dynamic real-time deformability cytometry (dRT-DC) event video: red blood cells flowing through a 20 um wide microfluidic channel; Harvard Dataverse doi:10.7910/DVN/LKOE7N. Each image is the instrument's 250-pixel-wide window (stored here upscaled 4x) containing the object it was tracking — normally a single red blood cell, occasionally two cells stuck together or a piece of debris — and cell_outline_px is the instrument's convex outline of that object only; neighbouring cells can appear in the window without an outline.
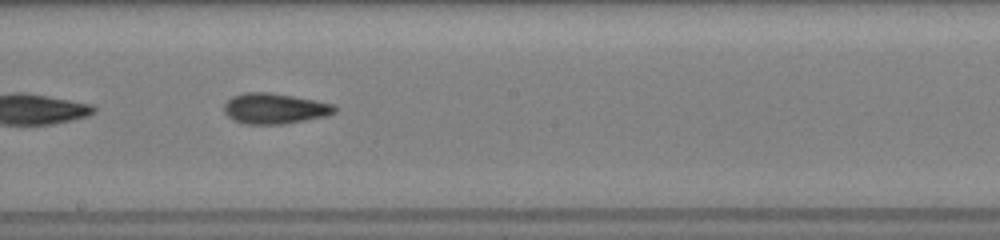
{"species": "common noctule bat (a hibernating species)", "species_latin": "Nyctalus noctula", "temperature_condition": "room temperature", "stored_images_in_passage": 25, "camera_frame_rate_fps": 3000, "um_per_image_px": 0.085, "animal": {"sex": "female", "body_mass_g": 19.5, "forearm_length_mm": 54.1}, "frame": {"image": 1, "passage_image": 22, "time_ms": 7.0, "image_size_px": [1000, 240], "cell_outline_px": [[336, 112], [328, 116], [284, 124], [244, 124], [228, 116], [224, 112], [224, 104], [232, 96], [244, 92], [268, 92], [292, 96], [332, 104], [336, 108]], "centroid_in_image_um": [23.33, 9.23], "position_along_channel_um": 224.9, "area_um2": 19.59}}